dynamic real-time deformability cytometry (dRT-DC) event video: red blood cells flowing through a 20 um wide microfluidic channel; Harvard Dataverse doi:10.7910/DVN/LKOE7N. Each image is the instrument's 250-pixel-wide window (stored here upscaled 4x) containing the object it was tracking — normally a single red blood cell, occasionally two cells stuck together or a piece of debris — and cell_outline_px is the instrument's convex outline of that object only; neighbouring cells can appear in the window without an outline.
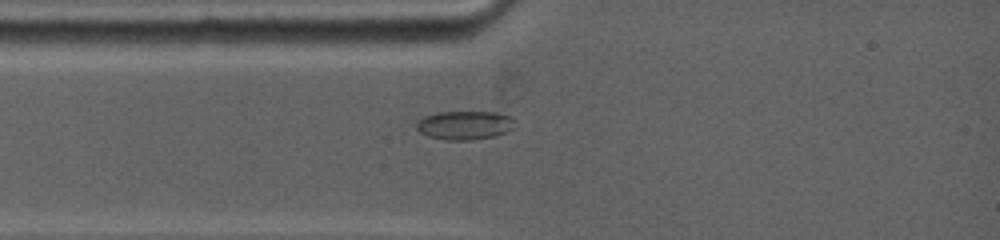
{"species": "common noctule bat (a hibernating species)", "species_latin": "Nyctalus noctula", "temperature_condition": "warm", "stored_images_in_passage": 5, "camera_frame_rate_fps": 5000, "um_per_image_px": 0.085, "animal": {"sex": "female", "body_mass_g": 19.0, "forearm_length_mm": 53.3}, "frame": {"image": 1, "passage_image": 1, "time_ms": 0.0, "image_size_px": [1000, 240], "cell_outline_px": [[512, 128], [496, 136], [468, 140], [444, 140], [428, 136], [420, 132], [416, 128], [416, 124], [424, 116], [440, 112], [496, 112], [512, 116]], "centroid_in_image_um": [39.47, 10.64], "position_along_channel_um": 45.5, "area_um2": 16.3}}
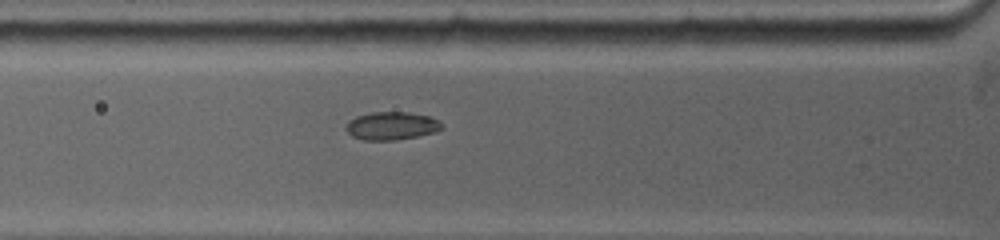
{"frame": {"image": 2, "passage_image": 3, "time_ms": 1.2, "image_size_px": [1000, 240], "cell_outline_px": [[440, 128], [436, 132], [416, 136], [392, 140], [364, 140], [352, 136], [348, 132], [348, 120], [356, 116], [372, 112], [408, 112], [428, 116], [440, 120]], "centroid_in_image_um": [33.28, 10.69], "position_along_channel_um": 92.5, "area_um2": 15.37}}
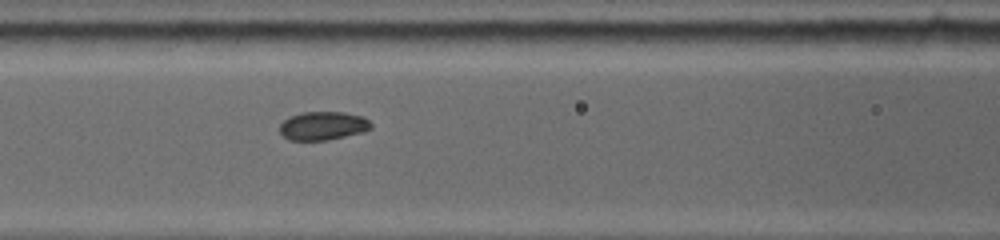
{"frame": {"image": 3, "passage_image": 5, "time_ms": 2.4, "image_size_px": [1000, 240], "cell_outline_px": [[372, 128], [364, 132], [328, 140], [288, 140], [280, 132], [280, 124], [288, 116], [300, 112], [344, 112], [364, 116], [372, 124]], "centroid_in_image_um": [27.46, 10.68], "position_along_channel_um": 139.1, "area_um2": 15.37}}